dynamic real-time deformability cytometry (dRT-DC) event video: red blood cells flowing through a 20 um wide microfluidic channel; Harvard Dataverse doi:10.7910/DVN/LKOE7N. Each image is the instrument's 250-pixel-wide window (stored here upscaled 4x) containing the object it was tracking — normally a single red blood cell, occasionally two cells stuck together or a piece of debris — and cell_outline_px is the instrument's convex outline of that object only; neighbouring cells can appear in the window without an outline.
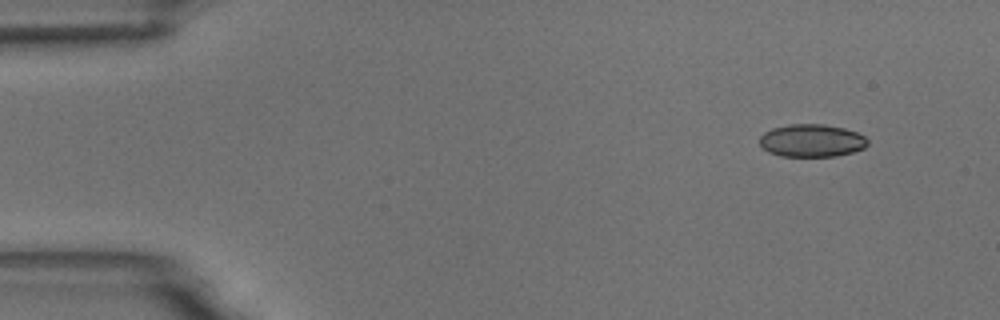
{"species": "common noctule bat (a hibernating species)", "species_latin": "Nyctalus noctula", "temperature_condition": "room temperature", "stored_images_in_passage": 4, "camera_frame_rate_fps": 3000, "um_per_image_px": 0.085, "animal": {"sex": "male", "body_mass_g": 18.8}, "frame": {"image": 1, "passage_image": 1, "time_ms": 0.0, "image_size_px": [1000, 320], "cell_outline_px": [[868, 144], [864, 148], [852, 152], [836, 156], [780, 156], [768, 152], [760, 144], [760, 136], [764, 132], [772, 128], [788, 124], [824, 124], [844, 128], [856, 132], [864, 136], [868, 140]], "centroid_in_image_um": [68.99, 11.94], "position_along_channel_um": 16.0, "area_um2": 20.63}}
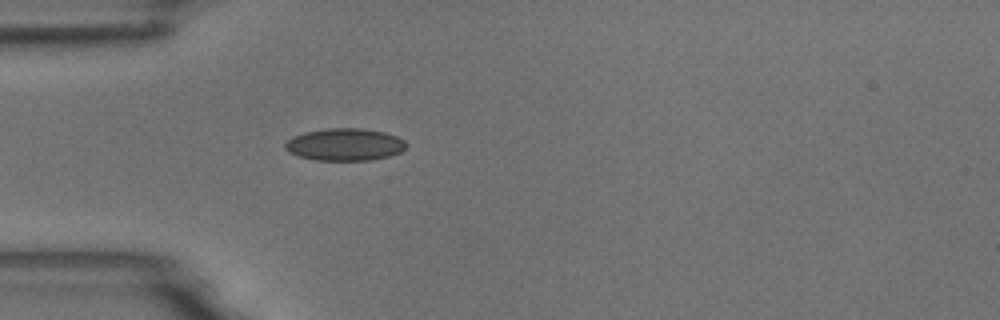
{"frame": {"image": 2, "passage_image": 4, "time_ms": 3.667, "image_size_px": [1000, 320], "cell_outline_px": [[408, 144], [400, 152], [388, 156], [372, 160], [316, 160], [300, 156], [288, 152], [284, 148], [284, 144], [292, 136], [304, 132], [324, 128], [364, 128], [384, 132], [396, 136], [404, 140]], "centroid_in_image_um": [29.29, 12.27], "position_along_channel_um": 55.7, "area_um2": 22.89}}